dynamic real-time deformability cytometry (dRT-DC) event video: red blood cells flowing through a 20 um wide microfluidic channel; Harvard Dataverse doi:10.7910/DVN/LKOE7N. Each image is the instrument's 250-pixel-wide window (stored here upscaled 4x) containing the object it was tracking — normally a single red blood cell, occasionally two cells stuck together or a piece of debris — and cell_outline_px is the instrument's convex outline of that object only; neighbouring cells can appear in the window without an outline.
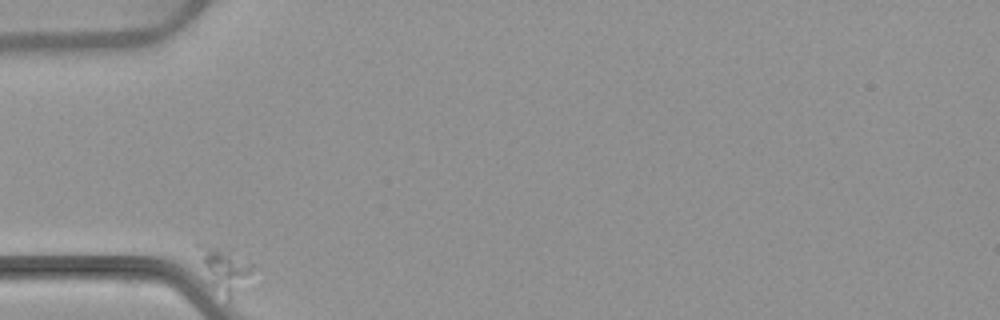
{"species": "common noctule bat (a hibernating species)", "species_latin": "Nyctalus noctula", "temperature_condition": "warm", "stored_images_in_passage": 2, "camera_frame_rate_fps": 3000, "um_per_image_px": 0.085, "animal": {"sex": "female", "body_mass_g": 22.7, "forearm_length_mm": 54.2}, "frame": {"image": 1, "passage_image": 1, "time_ms": 0.0, "image_size_px": [1000, 320], "cell_outline_px": [[252, 268], [232, 296], [228, 300], [212, 280], [192, 244], [208, 244], [232, 248]], "centroid_in_image_um": [19.0, 22.69], "position_along_channel_um": 66.0, "area_um2": 12.6}}